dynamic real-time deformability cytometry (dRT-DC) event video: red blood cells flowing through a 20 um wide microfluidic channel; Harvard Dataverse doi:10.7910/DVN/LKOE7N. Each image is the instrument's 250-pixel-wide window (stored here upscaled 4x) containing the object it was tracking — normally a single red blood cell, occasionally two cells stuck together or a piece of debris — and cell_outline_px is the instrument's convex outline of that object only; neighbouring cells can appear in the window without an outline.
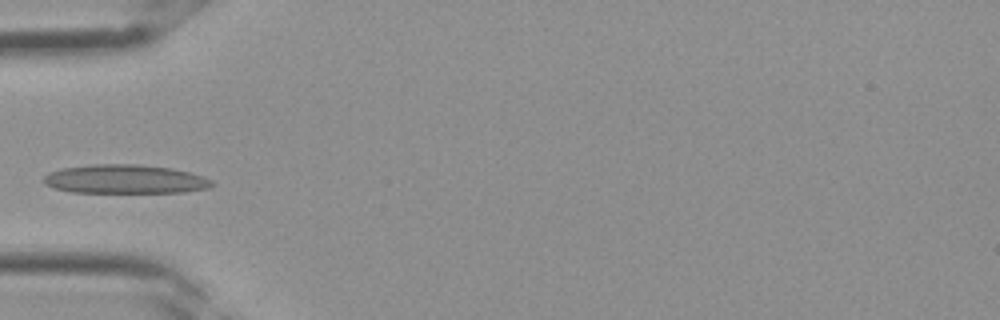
{"species": "Egyptian fruit bat (a non-hibernating species)", "species_latin": "Rousettus aegyptiacus", "temperature_condition": "room temperature", "stored_images_in_passage": 2, "camera_frame_rate_fps": 3000, "um_per_image_px": 0.085, "frame": {"image": 1, "passage_image": 2, "time_ms": 0.333, "image_size_px": [1000, 320], "cell_outline_px": [[216, 184], [208, 188], [184, 192], [72, 192], [52, 188], [44, 184], [44, 176], [48, 172], [60, 168], [92, 164], [136, 164], [172, 168], [188, 172], [212, 180]], "centroid_in_image_um": [10.59, 15.22], "position_along_channel_um": 74.4, "area_um2": 28.38}}